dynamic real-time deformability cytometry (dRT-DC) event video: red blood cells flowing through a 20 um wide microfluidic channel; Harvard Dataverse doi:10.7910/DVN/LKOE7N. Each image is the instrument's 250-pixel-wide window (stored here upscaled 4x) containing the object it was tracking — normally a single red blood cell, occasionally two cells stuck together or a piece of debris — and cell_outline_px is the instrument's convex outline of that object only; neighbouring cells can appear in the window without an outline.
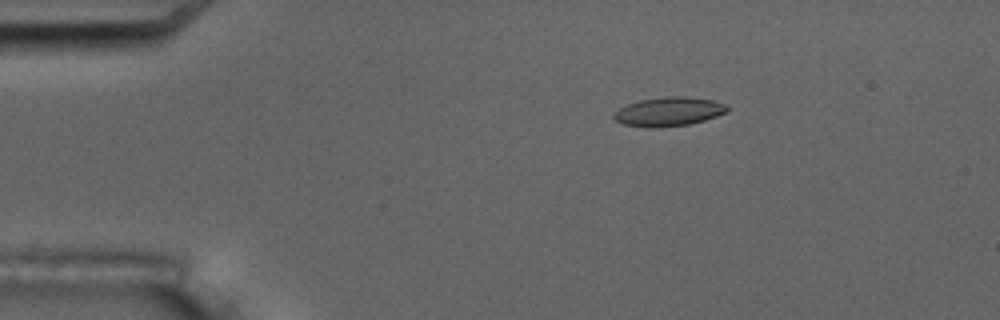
{"species": "common noctule bat (a hibernating species)", "species_latin": "Nyctalus noctula", "temperature_condition": "room temperature", "stored_images_in_passage": 6, "camera_frame_rate_fps": 3000, "um_per_image_px": 0.085, "animal": {"sex": "male", "body_mass_g": 17.5, "forearm_length_mm": 52.3}, "frame": {"image": 1, "passage_image": 3, "time_ms": 2.667, "image_size_px": [1000, 320], "cell_outline_px": [[728, 108], [724, 112], [716, 116], [704, 120], [688, 124], [660, 128], [648, 128], [624, 124], [616, 120], [612, 116], [620, 108], [628, 104], [640, 100], [664, 96], [684, 96], [712, 100], [728, 104]], "centroid_in_image_um": [56.84, 9.49], "position_along_channel_um": 28.2, "area_um2": 19.07}}